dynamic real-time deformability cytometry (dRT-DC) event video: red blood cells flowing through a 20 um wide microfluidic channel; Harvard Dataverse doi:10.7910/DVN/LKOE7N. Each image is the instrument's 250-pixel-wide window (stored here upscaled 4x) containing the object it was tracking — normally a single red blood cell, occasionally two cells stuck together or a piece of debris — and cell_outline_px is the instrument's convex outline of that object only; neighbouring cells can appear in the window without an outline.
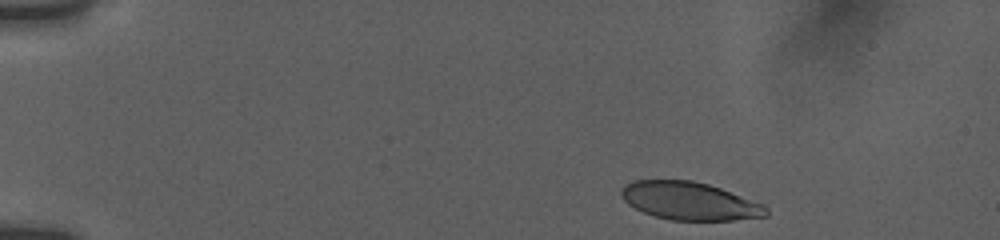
{"species": "human", "species_latin": "Homo sapiens", "temperature_condition": "room temperature", "stored_images_in_passage": 5, "camera_frame_rate_fps": 3000, "um_per_image_px": 0.085, "donor": {"sex": "female"}, "frame": {"image": 1, "passage_image": 1, "time_ms": 0.0, "image_size_px": [1000, 240], "cell_outline_px": [[768, 216], [732, 220], [672, 220], [656, 216], [644, 212], [628, 204], [624, 200], [620, 192], [620, 188], [624, 184], [632, 180], [692, 180], [708, 184], [720, 188], [764, 204], [768, 208]], "centroid_in_image_um": [58.61, 17.07], "position_along_channel_um": 26.4, "area_um2": 32.02}}
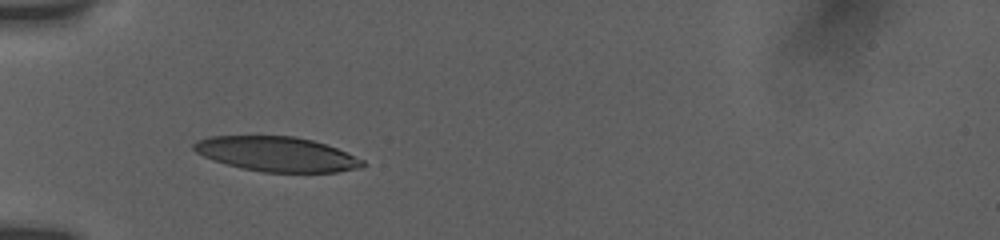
{"frame": {"image": 2, "passage_image": 4, "time_ms": 3.333, "image_size_px": [1000, 240], "cell_outline_px": [[368, 164], [364, 168], [336, 172], [260, 172], [240, 168], [212, 160], [196, 152], [192, 148], [192, 144], [196, 140], [208, 136], [292, 136], [312, 140], [336, 148], [364, 160]], "centroid_in_image_um": [23.51, 13.1], "position_along_channel_um": 61.5, "area_um2": 34.39}}